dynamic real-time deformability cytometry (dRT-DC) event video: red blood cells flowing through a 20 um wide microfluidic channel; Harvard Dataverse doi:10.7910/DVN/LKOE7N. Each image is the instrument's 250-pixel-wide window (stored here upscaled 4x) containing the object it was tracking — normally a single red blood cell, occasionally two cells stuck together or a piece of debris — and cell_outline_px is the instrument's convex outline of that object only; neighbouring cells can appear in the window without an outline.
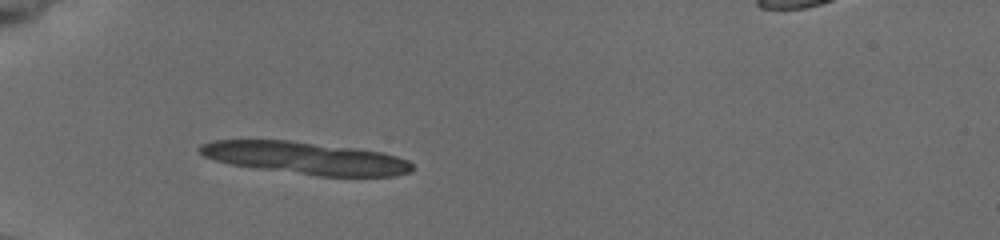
{"species": "common noctule bat (a hibernating species)", "species_latin": "Nyctalus noctula", "temperature_condition": "cold", "stored_images_in_passage": 6, "camera_frame_rate_fps": 3000, "um_per_image_px": 0.085, "animal": {"sex": "female", "body_mass_g": 19.5, "forearm_length_mm": 54.1}, "frame": {"image": 1, "passage_image": 1, "time_ms": 0.0, "image_size_px": [1000, 240], "cell_outline_px": [[408, 168], [396, 172], [364, 176], [348, 176], [320, 172], [332, 152], [364, 152], [384, 156], [408, 164]], "centroid_in_image_um": [30.7, 13.97], "position_along_channel_um": 54.3, "area_um2": 11.33}}